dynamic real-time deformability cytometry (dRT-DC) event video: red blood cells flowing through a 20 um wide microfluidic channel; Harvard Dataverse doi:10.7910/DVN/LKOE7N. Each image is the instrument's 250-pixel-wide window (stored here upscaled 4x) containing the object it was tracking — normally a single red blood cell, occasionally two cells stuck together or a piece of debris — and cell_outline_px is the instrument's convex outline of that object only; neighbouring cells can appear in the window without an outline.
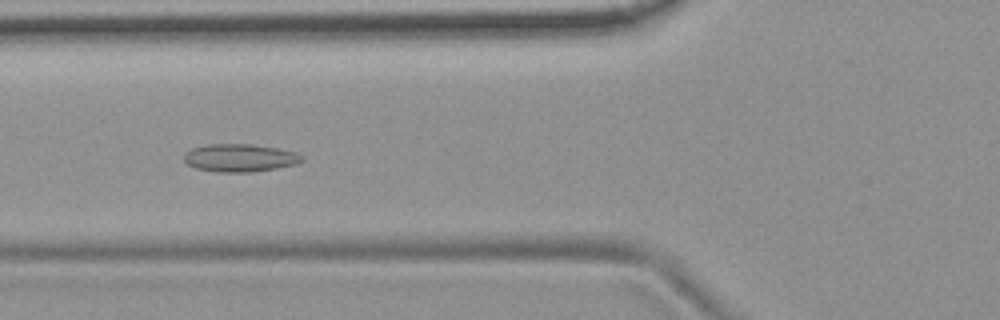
{"species": "common noctule bat (a hibernating species)", "species_latin": "Nyctalus noctula", "temperature_condition": "room temperature", "stored_images_in_passage": 42, "camera_frame_rate_fps": 3000, "um_per_image_px": 0.085, "animal": {"sex": "female", "body_mass_g": 19.9}, "frame": {"image": 1, "passage_image": 7, "time_ms": 2.0, "image_size_px": [1000, 320], "cell_outline_px": [[304, 160], [296, 164], [276, 168], [252, 172], [216, 172], [196, 168], [188, 164], [184, 160], [184, 152], [192, 148], [208, 144], [252, 144], [280, 148], [296, 152], [304, 156]], "centroid_in_image_um": [20.41, 13.41], "position_along_channel_um": 105.4, "area_um2": 19.31}}
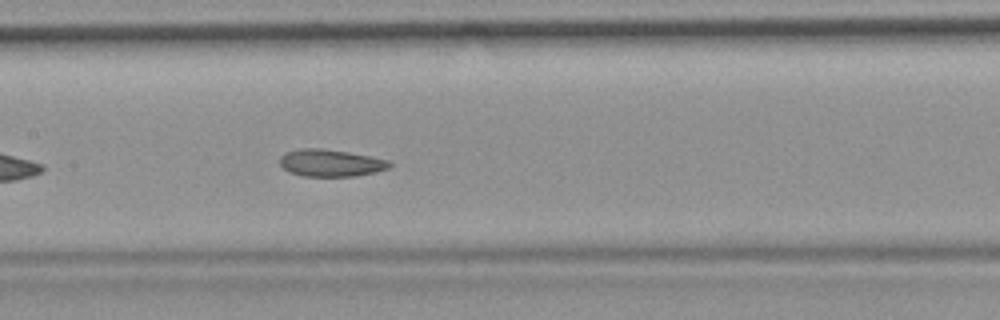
{"frame": {"image": 2, "passage_image": 13, "time_ms": 4.0, "image_size_px": [1000, 320], "cell_outline_px": [[392, 164], [388, 168], [376, 172], [356, 176], [304, 176], [288, 172], [280, 164], [280, 156], [284, 152], [300, 148], [320, 148], [348, 152], [388, 160]], "centroid_in_image_um": [28.07, 13.85], "position_along_channel_um": 179.3, "area_um2": 17.34}, "authors_computed_cell_mechanics": {"area_um2": 18.0914, "velocity_mm_per_s": 3.6983, "shape_relaxation_time_tau1_ms": null, "shape_relaxation_time_tau2_ms": 2.4665, "deformation_change_tau1": null, "deformation_change_tau2": 0.0831}}